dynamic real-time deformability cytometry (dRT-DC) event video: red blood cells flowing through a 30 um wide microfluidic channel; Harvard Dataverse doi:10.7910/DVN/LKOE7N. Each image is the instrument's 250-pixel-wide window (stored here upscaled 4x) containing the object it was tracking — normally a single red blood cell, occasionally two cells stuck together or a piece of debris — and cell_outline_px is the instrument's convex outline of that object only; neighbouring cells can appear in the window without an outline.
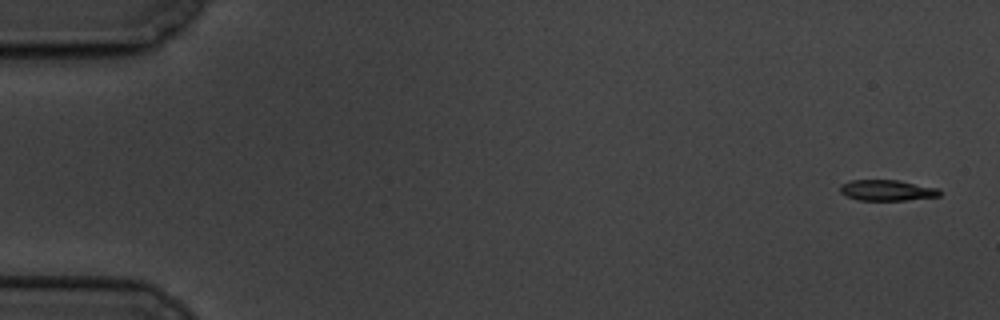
{"species": "common noctule bat (a hibernating species)", "species_latin": "Nyctalus noctula", "temperature_condition": "cold", "stored_images_in_passage": 10, "camera_frame_rate_fps": 3000, "um_per_image_px": 0.085, "animal": {"sex": "male", "body_mass_g": 19.5, "forearm_length_mm": 54.6}, "frame": {"image": 1, "passage_image": 1, "time_ms": 0.0, "image_size_px": [1000, 320], "cell_outline_px": [[940, 196], [904, 200], [860, 200], [848, 196], [840, 192], [840, 184], [852, 180], [896, 180], [936, 188], [940, 192]], "centroid_in_image_um": [75.36, 16.17], "position_along_channel_um": 9.6, "area_um2": 11.79}}
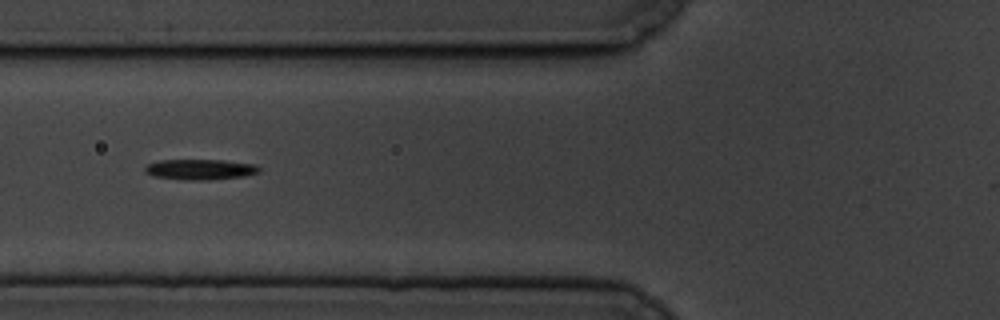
{"frame": {"image": 2, "passage_image": 7, "time_ms": 7.0, "image_size_px": [1000, 320], "cell_outline_px": [[260, 172], [244, 176], [208, 180], [180, 180], [152, 176], [144, 172], [144, 168], [148, 164], [160, 160], [224, 160], [256, 164], [260, 168]], "centroid_in_image_um": [17.0, 14.41], "position_along_channel_um": 108.8, "area_um2": 13.81}}
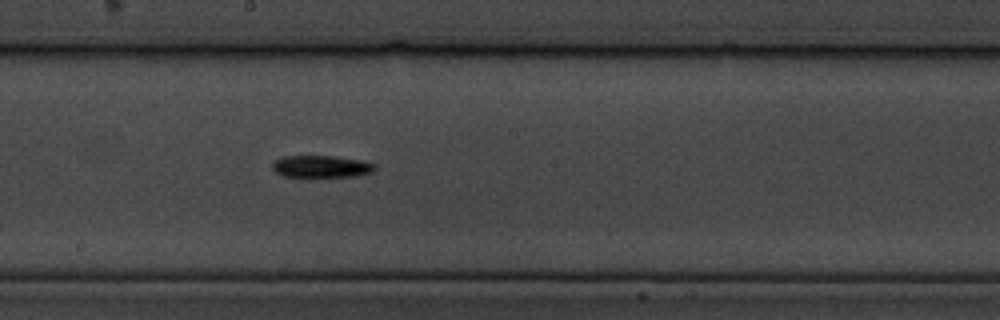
{"frame": {"image": 3, "passage_image": 10, "time_ms": 10.333, "image_size_px": [1000, 320], "cell_outline_px": [[376, 168], [372, 172], [356, 176], [284, 176], [276, 172], [272, 168], [272, 164], [276, 160], [284, 156], [332, 156], [360, 160], [376, 164]], "centroid_in_image_um": [27.33, 14.14], "position_along_channel_um": 220.9, "area_um2": 12.95}}